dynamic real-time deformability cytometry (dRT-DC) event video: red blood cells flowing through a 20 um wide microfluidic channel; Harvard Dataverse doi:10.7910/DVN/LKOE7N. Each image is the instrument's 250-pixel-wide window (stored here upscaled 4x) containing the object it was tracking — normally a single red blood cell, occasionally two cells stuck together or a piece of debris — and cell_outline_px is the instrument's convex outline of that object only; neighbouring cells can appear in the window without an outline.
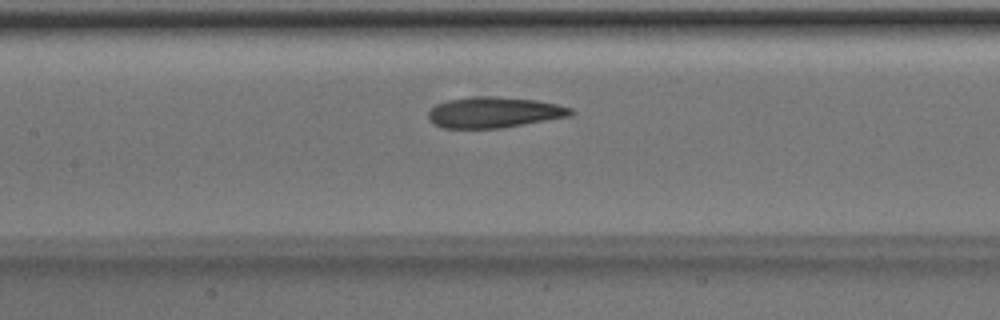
{"species": "Egyptian fruit bat (a non-hibernating species)", "species_latin": "Rousettus aegyptiacus", "temperature_condition": "room temperature", "stored_images_in_passage": 6, "camera_frame_rate_fps": 3000, "um_per_image_px": 0.085, "animal": {"sex": "male"}, "frame": {"image": 1, "passage_image": 6, "time_ms": 1.667, "image_size_px": [1000, 320], "cell_outline_px": [[576, 112], [572, 116], [500, 128], [444, 128], [432, 124], [428, 120], [428, 112], [436, 104], [448, 100], [472, 96], [496, 96], [536, 100], [556, 104], [572, 108]], "centroid_in_image_um": [41.99, 9.55], "position_along_channel_um": 165.4, "area_um2": 25.78}}